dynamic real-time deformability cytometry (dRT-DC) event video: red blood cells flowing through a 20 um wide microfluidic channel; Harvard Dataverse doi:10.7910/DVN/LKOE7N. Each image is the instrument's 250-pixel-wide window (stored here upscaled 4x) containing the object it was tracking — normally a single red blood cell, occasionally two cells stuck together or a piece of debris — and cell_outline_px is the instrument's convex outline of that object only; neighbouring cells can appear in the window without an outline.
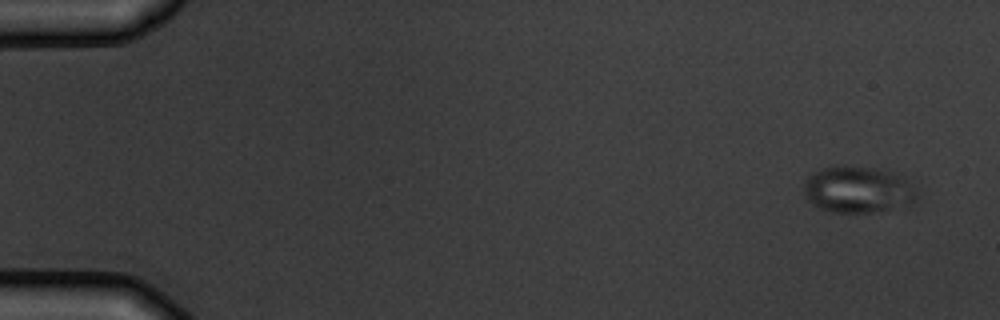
{"species": "common noctule bat (a hibernating species)", "species_latin": "Nyctalus noctula", "temperature_condition": "warm", "stored_images_in_passage": 5, "camera_frame_rate_fps": 3000, "um_per_image_px": 0.085, "animal": {"sex": "male", "body_mass_g": 19.5, "forearm_length_mm": 54.6}, "frame": {"image": 1, "passage_image": 1, "time_ms": 0.0, "image_size_px": [1000, 320], "cell_outline_px": [[920, 200], [912, 204], [872, 212], [832, 212], [820, 208], [812, 204], [804, 196], [804, 180], [808, 176], [820, 168], [836, 164], [844, 164], [876, 168], [892, 172], [904, 176], [908, 180], [916, 192]], "centroid_in_image_um": [72.91, 16.08], "position_along_channel_um": 12.1, "area_um2": 31.33}}